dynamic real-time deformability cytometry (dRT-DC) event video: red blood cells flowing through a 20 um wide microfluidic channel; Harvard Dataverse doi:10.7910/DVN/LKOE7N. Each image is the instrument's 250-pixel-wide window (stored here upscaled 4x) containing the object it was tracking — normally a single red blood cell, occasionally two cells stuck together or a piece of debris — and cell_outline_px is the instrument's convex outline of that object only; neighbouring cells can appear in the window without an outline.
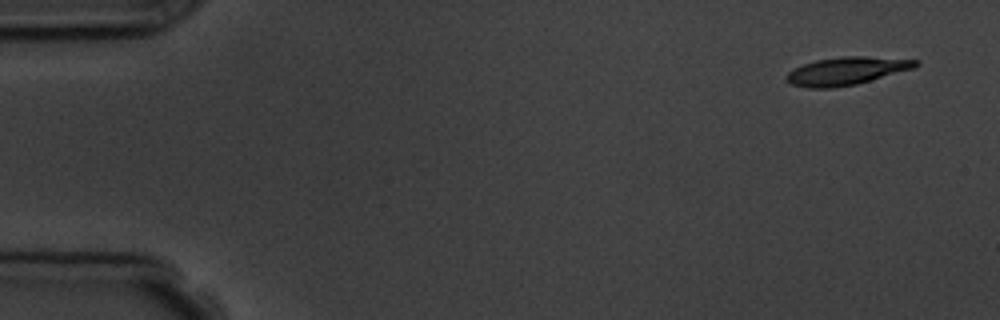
{"species": "common noctule bat (a hibernating species)", "species_latin": "Nyctalus noctula", "temperature_condition": "room temperature", "stored_images_in_passage": 5, "camera_frame_rate_fps": 3000, "um_per_image_px": 0.085, "animal": {"sex": "male", "body_mass_g": 19.5, "forearm_length_mm": 54.6}, "frame": {"image": 1, "passage_image": 1, "time_ms": 0.0, "image_size_px": [1000, 320], "cell_outline_px": [[920, 64], [916, 68], [856, 84], [832, 88], [808, 88], [792, 84], [784, 80], [784, 76], [792, 68], [816, 60], [840, 56], [864, 56], [920, 60]], "centroid_in_image_um": [71.95, 6.03], "position_along_channel_um": 13.1, "area_um2": 21.21}}
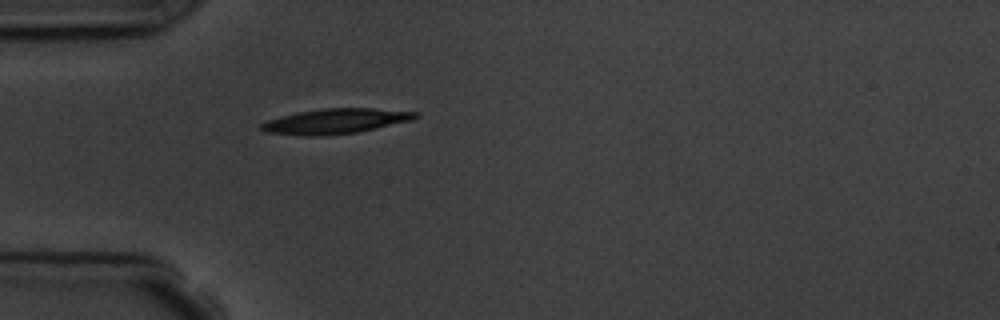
{"frame": {"image": 2, "passage_image": 5, "time_ms": 4.333, "image_size_px": [1000, 320], "cell_outline_px": [[420, 116], [412, 120], [356, 132], [320, 136], [308, 136], [268, 132], [260, 128], [260, 124], [268, 120], [280, 116], [296, 112], [324, 108], [372, 108], [420, 112]], "centroid_in_image_um": [28.54, 10.29], "position_along_channel_um": 56.5, "area_um2": 22.37}}